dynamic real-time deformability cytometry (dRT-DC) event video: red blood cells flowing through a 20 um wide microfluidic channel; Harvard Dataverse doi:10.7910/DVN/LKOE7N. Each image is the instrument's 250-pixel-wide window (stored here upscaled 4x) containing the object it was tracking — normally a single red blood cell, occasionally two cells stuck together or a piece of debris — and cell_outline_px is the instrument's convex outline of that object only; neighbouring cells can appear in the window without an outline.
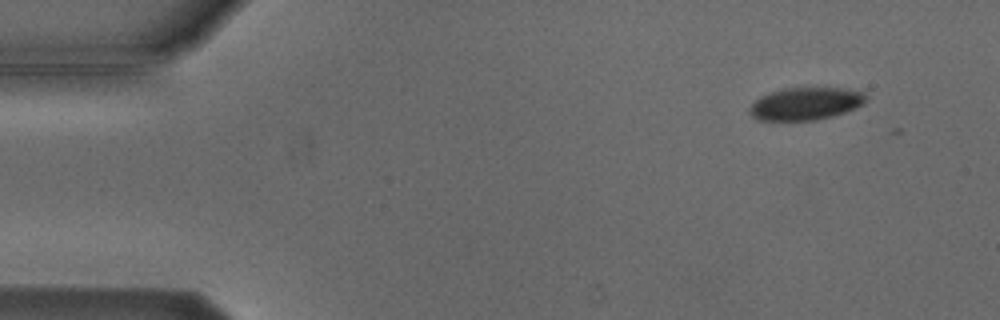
{"species": "Egyptian fruit bat (a non-hibernating species)", "species_latin": "Rousettus aegyptiacus", "temperature_condition": "cold", "stored_images_in_passage": 5, "camera_frame_rate_fps": 3000, "um_per_image_px": 0.085, "animal": {"sex": "male"}, "frame": {"image": 1, "passage_image": 1, "time_ms": 0.0, "image_size_px": [1000, 320], "cell_outline_px": [[868, 100], [864, 104], [856, 108], [832, 116], [816, 120], [756, 120], [748, 112], [748, 108], [760, 96], [784, 88], [844, 88], [864, 92], [868, 96]], "centroid_in_image_um": [68.5, 8.81], "position_along_channel_um": 16.5, "area_um2": 22.2}}
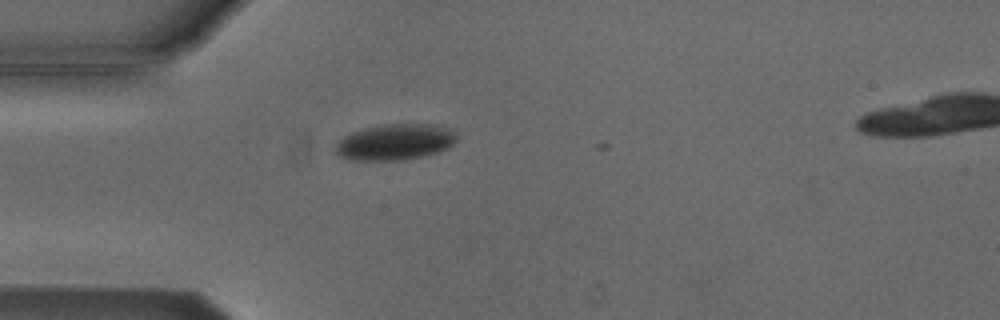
{"frame": {"image": 2, "passage_image": 4, "time_ms": 3.333, "image_size_px": [1000, 320], "cell_outline_px": [[456, 140], [448, 148], [440, 152], [404, 160], [352, 160], [340, 156], [336, 152], [336, 144], [344, 136], [352, 132], [364, 128], [384, 124], [436, 124], [448, 128], [456, 132]], "centroid_in_image_um": [33.61, 12.07], "position_along_channel_um": 51.4, "area_um2": 25.49}}